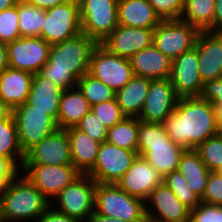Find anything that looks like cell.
<instances>
[{"mask_svg": "<svg viewBox=\"0 0 222 222\" xmlns=\"http://www.w3.org/2000/svg\"><path fill=\"white\" fill-rule=\"evenodd\" d=\"M162 125L170 140L184 150L195 149L220 133L214 106L200 96L180 97L174 112Z\"/></svg>", "mask_w": 222, "mask_h": 222, "instance_id": "1", "label": "cell"}, {"mask_svg": "<svg viewBox=\"0 0 222 222\" xmlns=\"http://www.w3.org/2000/svg\"><path fill=\"white\" fill-rule=\"evenodd\" d=\"M97 43L86 34L50 46L48 62L38 72L63 90L77 87L78 79L89 72L90 57Z\"/></svg>", "mask_w": 222, "mask_h": 222, "instance_id": "2", "label": "cell"}, {"mask_svg": "<svg viewBox=\"0 0 222 222\" xmlns=\"http://www.w3.org/2000/svg\"><path fill=\"white\" fill-rule=\"evenodd\" d=\"M0 195V220L19 222L37 219L52 203L22 173Z\"/></svg>", "mask_w": 222, "mask_h": 222, "instance_id": "3", "label": "cell"}, {"mask_svg": "<svg viewBox=\"0 0 222 222\" xmlns=\"http://www.w3.org/2000/svg\"><path fill=\"white\" fill-rule=\"evenodd\" d=\"M138 156L143 157L163 178L177 171L184 149L170 140L162 123H146L138 119Z\"/></svg>", "mask_w": 222, "mask_h": 222, "instance_id": "4", "label": "cell"}, {"mask_svg": "<svg viewBox=\"0 0 222 222\" xmlns=\"http://www.w3.org/2000/svg\"><path fill=\"white\" fill-rule=\"evenodd\" d=\"M145 201L116 184L96 183L94 212L127 222H147Z\"/></svg>", "mask_w": 222, "mask_h": 222, "instance_id": "5", "label": "cell"}, {"mask_svg": "<svg viewBox=\"0 0 222 222\" xmlns=\"http://www.w3.org/2000/svg\"><path fill=\"white\" fill-rule=\"evenodd\" d=\"M82 33L101 44L118 26V0H78Z\"/></svg>", "mask_w": 222, "mask_h": 222, "instance_id": "6", "label": "cell"}, {"mask_svg": "<svg viewBox=\"0 0 222 222\" xmlns=\"http://www.w3.org/2000/svg\"><path fill=\"white\" fill-rule=\"evenodd\" d=\"M21 149L26 154L42 139L58 129L56 120L46 111L32 109L27 101L12 110Z\"/></svg>", "mask_w": 222, "mask_h": 222, "instance_id": "7", "label": "cell"}, {"mask_svg": "<svg viewBox=\"0 0 222 222\" xmlns=\"http://www.w3.org/2000/svg\"><path fill=\"white\" fill-rule=\"evenodd\" d=\"M96 182L87 174H82L72 184L65 187L53 200L61 213L88 222L94 213Z\"/></svg>", "mask_w": 222, "mask_h": 222, "instance_id": "8", "label": "cell"}, {"mask_svg": "<svg viewBox=\"0 0 222 222\" xmlns=\"http://www.w3.org/2000/svg\"><path fill=\"white\" fill-rule=\"evenodd\" d=\"M82 33L79 2L69 0L45 10L41 38L50 45L69 40Z\"/></svg>", "mask_w": 222, "mask_h": 222, "instance_id": "9", "label": "cell"}, {"mask_svg": "<svg viewBox=\"0 0 222 222\" xmlns=\"http://www.w3.org/2000/svg\"><path fill=\"white\" fill-rule=\"evenodd\" d=\"M89 73L117 92L134 76L130 59L111 53L97 44L90 57Z\"/></svg>", "mask_w": 222, "mask_h": 222, "instance_id": "10", "label": "cell"}, {"mask_svg": "<svg viewBox=\"0 0 222 222\" xmlns=\"http://www.w3.org/2000/svg\"><path fill=\"white\" fill-rule=\"evenodd\" d=\"M199 30L181 19L162 20L154 28V46L169 59L174 60L195 46Z\"/></svg>", "mask_w": 222, "mask_h": 222, "instance_id": "11", "label": "cell"}, {"mask_svg": "<svg viewBox=\"0 0 222 222\" xmlns=\"http://www.w3.org/2000/svg\"><path fill=\"white\" fill-rule=\"evenodd\" d=\"M129 151L107 141L100 144L94 167L87 173L96 183L116 184L137 158Z\"/></svg>", "mask_w": 222, "mask_h": 222, "instance_id": "12", "label": "cell"}, {"mask_svg": "<svg viewBox=\"0 0 222 222\" xmlns=\"http://www.w3.org/2000/svg\"><path fill=\"white\" fill-rule=\"evenodd\" d=\"M23 175L51 201L82 173L74 165H23Z\"/></svg>", "mask_w": 222, "mask_h": 222, "instance_id": "13", "label": "cell"}, {"mask_svg": "<svg viewBox=\"0 0 222 222\" xmlns=\"http://www.w3.org/2000/svg\"><path fill=\"white\" fill-rule=\"evenodd\" d=\"M6 46L9 67L36 74L48 62L51 45L41 37H20Z\"/></svg>", "mask_w": 222, "mask_h": 222, "instance_id": "14", "label": "cell"}, {"mask_svg": "<svg viewBox=\"0 0 222 222\" xmlns=\"http://www.w3.org/2000/svg\"><path fill=\"white\" fill-rule=\"evenodd\" d=\"M23 165H73L67 130L58 128L42 139L25 154Z\"/></svg>", "mask_w": 222, "mask_h": 222, "instance_id": "15", "label": "cell"}, {"mask_svg": "<svg viewBox=\"0 0 222 222\" xmlns=\"http://www.w3.org/2000/svg\"><path fill=\"white\" fill-rule=\"evenodd\" d=\"M145 204L147 222H186L190 219L191 210L164 182L153 189Z\"/></svg>", "mask_w": 222, "mask_h": 222, "instance_id": "16", "label": "cell"}, {"mask_svg": "<svg viewBox=\"0 0 222 222\" xmlns=\"http://www.w3.org/2000/svg\"><path fill=\"white\" fill-rule=\"evenodd\" d=\"M179 98L170 79L151 80L149 91L138 119L146 123H162L174 112Z\"/></svg>", "mask_w": 222, "mask_h": 222, "instance_id": "17", "label": "cell"}, {"mask_svg": "<svg viewBox=\"0 0 222 222\" xmlns=\"http://www.w3.org/2000/svg\"><path fill=\"white\" fill-rule=\"evenodd\" d=\"M170 81L179 97L201 95L204 83L198 70V54L195 46L172 60Z\"/></svg>", "mask_w": 222, "mask_h": 222, "instance_id": "18", "label": "cell"}, {"mask_svg": "<svg viewBox=\"0 0 222 222\" xmlns=\"http://www.w3.org/2000/svg\"><path fill=\"white\" fill-rule=\"evenodd\" d=\"M162 183L163 176L143 157L137 156L116 185L129 195L146 201L153 189Z\"/></svg>", "mask_w": 222, "mask_h": 222, "instance_id": "19", "label": "cell"}, {"mask_svg": "<svg viewBox=\"0 0 222 222\" xmlns=\"http://www.w3.org/2000/svg\"><path fill=\"white\" fill-rule=\"evenodd\" d=\"M153 31L154 28L127 27L118 24L101 44L111 53L129 59L152 44Z\"/></svg>", "mask_w": 222, "mask_h": 222, "instance_id": "20", "label": "cell"}, {"mask_svg": "<svg viewBox=\"0 0 222 222\" xmlns=\"http://www.w3.org/2000/svg\"><path fill=\"white\" fill-rule=\"evenodd\" d=\"M195 47L198 70L204 82L222 77V33L200 31Z\"/></svg>", "mask_w": 222, "mask_h": 222, "instance_id": "21", "label": "cell"}, {"mask_svg": "<svg viewBox=\"0 0 222 222\" xmlns=\"http://www.w3.org/2000/svg\"><path fill=\"white\" fill-rule=\"evenodd\" d=\"M129 59L136 76L152 80L170 79L172 60L157 49L153 43Z\"/></svg>", "mask_w": 222, "mask_h": 222, "instance_id": "22", "label": "cell"}, {"mask_svg": "<svg viewBox=\"0 0 222 222\" xmlns=\"http://www.w3.org/2000/svg\"><path fill=\"white\" fill-rule=\"evenodd\" d=\"M63 89L39 73L33 74L27 102L32 109L46 111L56 121Z\"/></svg>", "mask_w": 222, "mask_h": 222, "instance_id": "23", "label": "cell"}, {"mask_svg": "<svg viewBox=\"0 0 222 222\" xmlns=\"http://www.w3.org/2000/svg\"><path fill=\"white\" fill-rule=\"evenodd\" d=\"M32 77V73L11 67L0 73V98L10 109L27 101Z\"/></svg>", "mask_w": 222, "mask_h": 222, "instance_id": "24", "label": "cell"}, {"mask_svg": "<svg viewBox=\"0 0 222 222\" xmlns=\"http://www.w3.org/2000/svg\"><path fill=\"white\" fill-rule=\"evenodd\" d=\"M117 15L127 27L155 28L162 21L148 0H118Z\"/></svg>", "mask_w": 222, "mask_h": 222, "instance_id": "25", "label": "cell"}, {"mask_svg": "<svg viewBox=\"0 0 222 222\" xmlns=\"http://www.w3.org/2000/svg\"><path fill=\"white\" fill-rule=\"evenodd\" d=\"M70 142L72 164L82 173L87 174L95 165L101 143L76 127L66 129Z\"/></svg>", "mask_w": 222, "mask_h": 222, "instance_id": "26", "label": "cell"}, {"mask_svg": "<svg viewBox=\"0 0 222 222\" xmlns=\"http://www.w3.org/2000/svg\"><path fill=\"white\" fill-rule=\"evenodd\" d=\"M151 80L134 75L123 88L115 92L117 103L126 117L140 116Z\"/></svg>", "mask_w": 222, "mask_h": 222, "instance_id": "27", "label": "cell"}, {"mask_svg": "<svg viewBox=\"0 0 222 222\" xmlns=\"http://www.w3.org/2000/svg\"><path fill=\"white\" fill-rule=\"evenodd\" d=\"M177 171L187 180L191 190L202 198L211 171L201 161L195 149H185L181 153Z\"/></svg>", "mask_w": 222, "mask_h": 222, "instance_id": "28", "label": "cell"}, {"mask_svg": "<svg viewBox=\"0 0 222 222\" xmlns=\"http://www.w3.org/2000/svg\"><path fill=\"white\" fill-rule=\"evenodd\" d=\"M90 110L91 106L78 87L64 90L56 121L58 128L75 127Z\"/></svg>", "mask_w": 222, "mask_h": 222, "instance_id": "29", "label": "cell"}, {"mask_svg": "<svg viewBox=\"0 0 222 222\" xmlns=\"http://www.w3.org/2000/svg\"><path fill=\"white\" fill-rule=\"evenodd\" d=\"M0 157L8 158L18 169H22L25 154L23 153L13 114L0 120ZM20 161V162H18Z\"/></svg>", "mask_w": 222, "mask_h": 222, "instance_id": "30", "label": "cell"}, {"mask_svg": "<svg viewBox=\"0 0 222 222\" xmlns=\"http://www.w3.org/2000/svg\"><path fill=\"white\" fill-rule=\"evenodd\" d=\"M215 0H184L181 20L199 31L213 32Z\"/></svg>", "mask_w": 222, "mask_h": 222, "instance_id": "31", "label": "cell"}, {"mask_svg": "<svg viewBox=\"0 0 222 222\" xmlns=\"http://www.w3.org/2000/svg\"><path fill=\"white\" fill-rule=\"evenodd\" d=\"M138 118L125 117L107 131L106 141L120 148L136 151L138 144Z\"/></svg>", "mask_w": 222, "mask_h": 222, "instance_id": "32", "label": "cell"}, {"mask_svg": "<svg viewBox=\"0 0 222 222\" xmlns=\"http://www.w3.org/2000/svg\"><path fill=\"white\" fill-rule=\"evenodd\" d=\"M17 14L21 37H41L45 10L26 2L17 3Z\"/></svg>", "mask_w": 222, "mask_h": 222, "instance_id": "33", "label": "cell"}, {"mask_svg": "<svg viewBox=\"0 0 222 222\" xmlns=\"http://www.w3.org/2000/svg\"><path fill=\"white\" fill-rule=\"evenodd\" d=\"M77 87L83 93L91 107L115 98V91L89 72L78 79Z\"/></svg>", "mask_w": 222, "mask_h": 222, "instance_id": "34", "label": "cell"}, {"mask_svg": "<svg viewBox=\"0 0 222 222\" xmlns=\"http://www.w3.org/2000/svg\"><path fill=\"white\" fill-rule=\"evenodd\" d=\"M195 150L211 172L219 171L222 168V133L209 137Z\"/></svg>", "mask_w": 222, "mask_h": 222, "instance_id": "35", "label": "cell"}, {"mask_svg": "<svg viewBox=\"0 0 222 222\" xmlns=\"http://www.w3.org/2000/svg\"><path fill=\"white\" fill-rule=\"evenodd\" d=\"M163 182L171 189L175 196L190 210L201 203V198L195 194L187 184V180L178 171L167 174Z\"/></svg>", "mask_w": 222, "mask_h": 222, "instance_id": "36", "label": "cell"}, {"mask_svg": "<svg viewBox=\"0 0 222 222\" xmlns=\"http://www.w3.org/2000/svg\"><path fill=\"white\" fill-rule=\"evenodd\" d=\"M17 3L0 12V43L8 44L20 38Z\"/></svg>", "mask_w": 222, "mask_h": 222, "instance_id": "37", "label": "cell"}, {"mask_svg": "<svg viewBox=\"0 0 222 222\" xmlns=\"http://www.w3.org/2000/svg\"><path fill=\"white\" fill-rule=\"evenodd\" d=\"M91 110L108 129L126 117L122 113L116 98L95 104L91 107Z\"/></svg>", "mask_w": 222, "mask_h": 222, "instance_id": "38", "label": "cell"}, {"mask_svg": "<svg viewBox=\"0 0 222 222\" xmlns=\"http://www.w3.org/2000/svg\"><path fill=\"white\" fill-rule=\"evenodd\" d=\"M75 127L99 143L106 141L108 128L103 125L92 110L85 114Z\"/></svg>", "mask_w": 222, "mask_h": 222, "instance_id": "39", "label": "cell"}, {"mask_svg": "<svg viewBox=\"0 0 222 222\" xmlns=\"http://www.w3.org/2000/svg\"><path fill=\"white\" fill-rule=\"evenodd\" d=\"M162 20L181 19L184 0H148Z\"/></svg>", "mask_w": 222, "mask_h": 222, "instance_id": "40", "label": "cell"}, {"mask_svg": "<svg viewBox=\"0 0 222 222\" xmlns=\"http://www.w3.org/2000/svg\"><path fill=\"white\" fill-rule=\"evenodd\" d=\"M201 202L222 206V173H210Z\"/></svg>", "mask_w": 222, "mask_h": 222, "instance_id": "41", "label": "cell"}, {"mask_svg": "<svg viewBox=\"0 0 222 222\" xmlns=\"http://www.w3.org/2000/svg\"><path fill=\"white\" fill-rule=\"evenodd\" d=\"M192 222H222V206L201 202L191 210Z\"/></svg>", "mask_w": 222, "mask_h": 222, "instance_id": "42", "label": "cell"}, {"mask_svg": "<svg viewBox=\"0 0 222 222\" xmlns=\"http://www.w3.org/2000/svg\"><path fill=\"white\" fill-rule=\"evenodd\" d=\"M200 97L212 105H222V77L204 82Z\"/></svg>", "mask_w": 222, "mask_h": 222, "instance_id": "43", "label": "cell"}, {"mask_svg": "<svg viewBox=\"0 0 222 222\" xmlns=\"http://www.w3.org/2000/svg\"><path fill=\"white\" fill-rule=\"evenodd\" d=\"M18 170L22 172L8 158L0 157V195L20 173Z\"/></svg>", "mask_w": 222, "mask_h": 222, "instance_id": "44", "label": "cell"}, {"mask_svg": "<svg viewBox=\"0 0 222 222\" xmlns=\"http://www.w3.org/2000/svg\"><path fill=\"white\" fill-rule=\"evenodd\" d=\"M55 204H50L46 211L41 214L35 221L36 222H79L77 219L61 213L54 209Z\"/></svg>", "mask_w": 222, "mask_h": 222, "instance_id": "45", "label": "cell"}, {"mask_svg": "<svg viewBox=\"0 0 222 222\" xmlns=\"http://www.w3.org/2000/svg\"><path fill=\"white\" fill-rule=\"evenodd\" d=\"M213 32L222 33V0H215Z\"/></svg>", "mask_w": 222, "mask_h": 222, "instance_id": "46", "label": "cell"}, {"mask_svg": "<svg viewBox=\"0 0 222 222\" xmlns=\"http://www.w3.org/2000/svg\"><path fill=\"white\" fill-rule=\"evenodd\" d=\"M69 0H24L27 4L34 5L42 10H48Z\"/></svg>", "mask_w": 222, "mask_h": 222, "instance_id": "47", "label": "cell"}, {"mask_svg": "<svg viewBox=\"0 0 222 222\" xmlns=\"http://www.w3.org/2000/svg\"><path fill=\"white\" fill-rule=\"evenodd\" d=\"M9 67L7 46L4 43H0V73Z\"/></svg>", "mask_w": 222, "mask_h": 222, "instance_id": "48", "label": "cell"}, {"mask_svg": "<svg viewBox=\"0 0 222 222\" xmlns=\"http://www.w3.org/2000/svg\"><path fill=\"white\" fill-rule=\"evenodd\" d=\"M90 222H127L120 219H115L114 217H108L105 215H98L95 212L91 216Z\"/></svg>", "mask_w": 222, "mask_h": 222, "instance_id": "49", "label": "cell"}, {"mask_svg": "<svg viewBox=\"0 0 222 222\" xmlns=\"http://www.w3.org/2000/svg\"><path fill=\"white\" fill-rule=\"evenodd\" d=\"M12 114V109H10L0 98V120L6 119Z\"/></svg>", "mask_w": 222, "mask_h": 222, "instance_id": "50", "label": "cell"}, {"mask_svg": "<svg viewBox=\"0 0 222 222\" xmlns=\"http://www.w3.org/2000/svg\"><path fill=\"white\" fill-rule=\"evenodd\" d=\"M213 106L216 112V120H217L218 129L220 133H222V105H213Z\"/></svg>", "mask_w": 222, "mask_h": 222, "instance_id": "51", "label": "cell"}, {"mask_svg": "<svg viewBox=\"0 0 222 222\" xmlns=\"http://www.w3.org/2000/svg\"><path fill=\"white\" fill-rule=\"evenodd\" d=\"M16 5L14 0H0V12Z\"/></svg>", "mask_w": 222, "mask_h": 222, "instance_id": "52", "label": "cell"}, {"mask_svg": "<svg viewBox=\"0 0 222 222\" xmlns=\"http://www.w3.org/2000/svg\"><path fill=\"white\" fill-rule=\"evenodd\" d=\"M14 1H16V3L24 2V0H14Z\"/></svg>", "mask_w": 222, "mask_h": 222, "instance_id": "53", "label": "cell"}]
</instances>
